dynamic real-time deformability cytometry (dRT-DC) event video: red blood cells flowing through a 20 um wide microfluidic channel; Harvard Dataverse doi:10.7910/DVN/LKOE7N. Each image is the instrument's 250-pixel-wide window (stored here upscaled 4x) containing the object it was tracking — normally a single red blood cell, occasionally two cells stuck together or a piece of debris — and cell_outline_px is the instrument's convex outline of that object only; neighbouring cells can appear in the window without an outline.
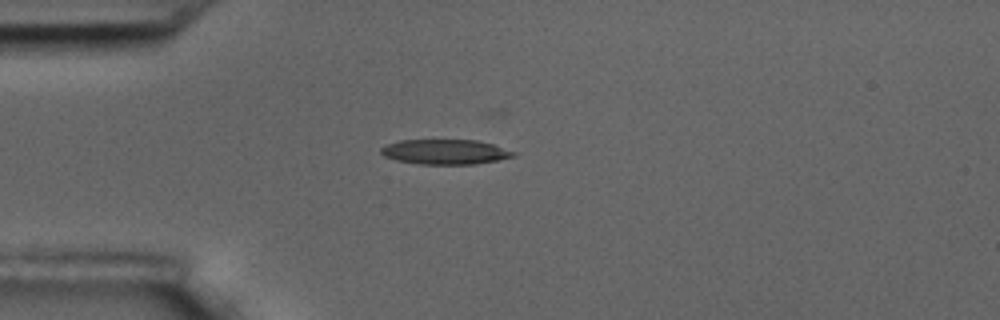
{"species": "common noctule bat (a hibernating species)", "species_latin": "Nyctalus noctula", "temperature_condition": "room temperature", "stored_images_in_passage": 15, "camera_frame_rate_fps": 3000, "um_per_image_px": 0.085, "animal": {"sex": "male", "body_mass_g": 17.5, "forearm_length_mm": 52.3}, "frame": {"image": 1, "passage_image": 3, "time_ms": 0.667, "image_size_px": [1000, 320], "cell_outline_px": [[516, 156], [496, 160], [472, 164], [420, 164], [396, 160], [384, 156], [380, 152], [380, 148], [388, 144], [400, 140], [476, 140], [492, 144], [516, 152]], "centroid_in_image_um": [37.82, 12.9], "position_along_channel_um": 47.2, "area_um2": 19.07}}
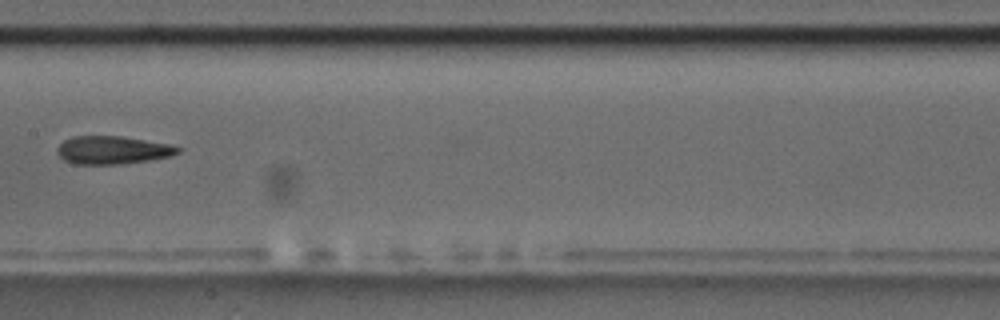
{"frame": {"image": 2, "passage_image": 7, "time_ms": 2.0, "image_size_px": [1000, 320], "cell_outline_px": [[180, 152], [168, 156], [148, 160], [120, 164], [72, 164], [64, 160], [60, 156], [60, 144], [64, 140], [72, 136], [120, 136], [168, 144], [180, 148]], "centroid_in_image_um": [9.55, 12.76], "position_along_channel_um": 197.9, "area_um2": 19.31}}
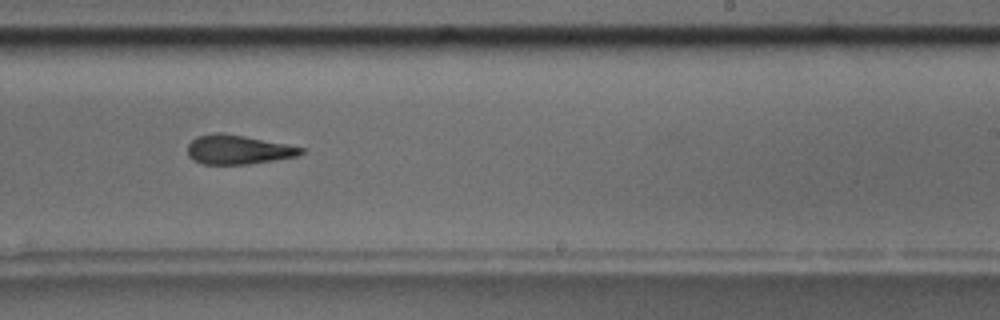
{"frame": {"image": 3, "passage_image": 9, "time_ms": 2.667, "image_size_px": [1000, 320], "cell_outline_px": [[304, 152], [296, 156], [248, 164], [204, 164], [192, 160], [188, 156], [188, 144], [196, 136], [212, 132], [220, 132], [244, 136], [304, 148]], "centroid_in_image_um": [20.16, 12.71], "position_along_channel_um": 268.8, "area_um2": 19.13}}